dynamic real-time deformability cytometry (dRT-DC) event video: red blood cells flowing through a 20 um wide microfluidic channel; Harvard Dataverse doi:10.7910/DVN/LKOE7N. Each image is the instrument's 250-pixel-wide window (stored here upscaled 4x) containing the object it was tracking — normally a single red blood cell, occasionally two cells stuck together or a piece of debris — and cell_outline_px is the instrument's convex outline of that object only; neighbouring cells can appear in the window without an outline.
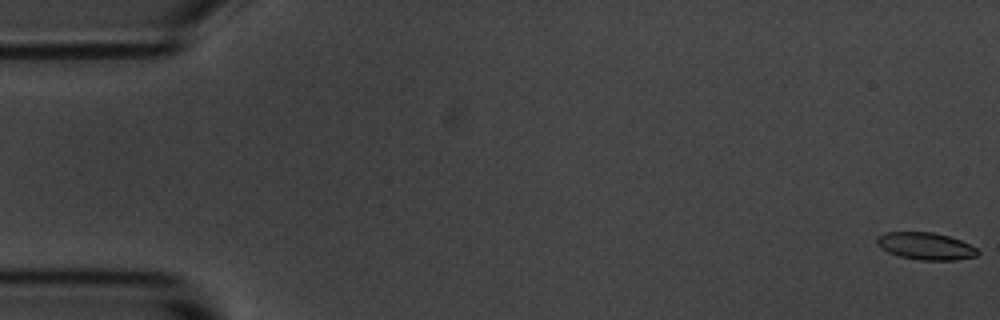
{"species": "common noctule bat (a hibernating species)", "species_latin": "Nyctalus noctula", "temperature_condition": "room temperature", "stored_images_in_passage": 56, "camera_frame_rate_fps": 3000, "um_per_image_px": 0.085, "animal": {"sex": "male", "body_mass_g": 20.1, "forearm_length_mm": 53.5}, "frame": {"image": 1, "passage_image": 1, "time_ms": 0.0, "image_size_px": [1000, 320], "cell_outline_px": [[980, 252], [976, 256], [956, 260], [920, 260], [900, 256], [888, 252], [880, 248], [876, 244], [876, 236], [884, 232], [932, 232], [948, 236], [960, 240], [976, 248]], "centroid_in_image_um": [78.64, 20.91], "position_along_channel_um": 6.4, "area_um2": 16.01}}
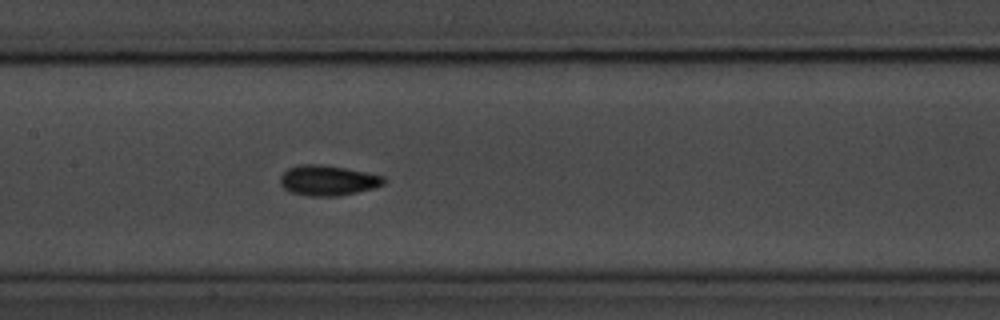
{"frame": {"image": 2, "passage_image": 27, "time_ms": 8.667, "image_size_px": [1000, 320], "cell_outline_px": [[384, 184], [376, 188], [340, 196], [308, 196], [292, 192], [284, 188], [280, 184], [280, 176], [288, 168], [300, 164], [320, 164], [344, 168], [384, 176]], "centroid_in_image_um": [27.86, 15.34], "position_along_channel_um": 179.5, "area_um2": 18.26}}
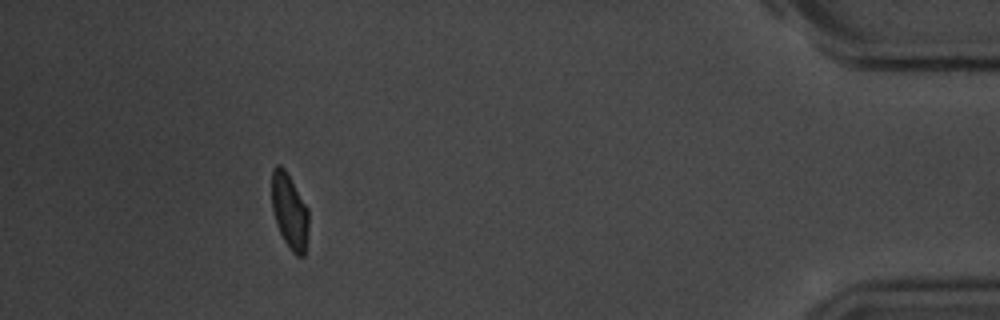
{"frame": {"image": 3, "passage_image": 51, "time_ms": 16.667, "image_size_px": [1000, 320], "cell_outline_px": [[308, 228], [304, 256], [296, 256], [288, 248], [280, 232], [272, 208], [272, 168], [276, 164], [280, 164], [284, 168], [308, 208]], "centroid_in_image_um": [24.61, 17.95], "position_along_channel_um": 410.6, "area_um2": 16.01}, "authors_computed_cell_mechanics": {"area_um2": 16.8776, "velocity_mm_per_s": 3.6287, "shape_relaxation_time_tau1_ms": 2.8534, "shape_relaxation_time_tau2_ms": 1.7672, "deformation_change_tau1": 0.109, "deformation_change_tau2": 0.0507}}